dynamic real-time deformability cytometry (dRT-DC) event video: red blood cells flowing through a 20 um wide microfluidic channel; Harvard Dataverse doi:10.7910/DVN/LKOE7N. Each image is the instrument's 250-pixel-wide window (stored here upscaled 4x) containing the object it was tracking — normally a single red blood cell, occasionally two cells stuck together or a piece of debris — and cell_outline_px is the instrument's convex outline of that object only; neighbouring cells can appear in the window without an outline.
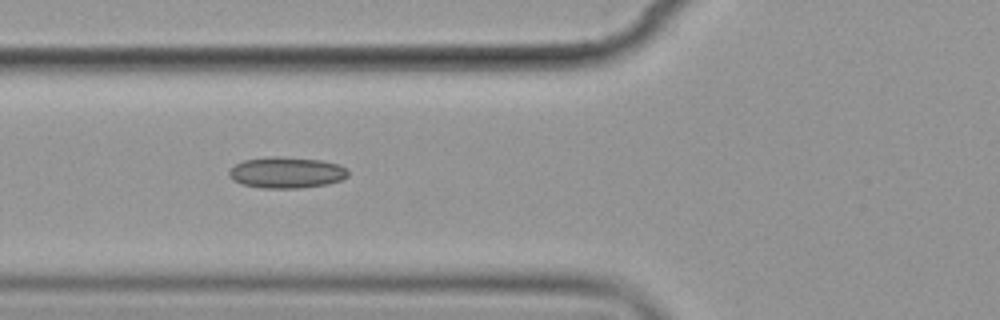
{"species": "common noctule bat (a hibernating species)", "species_latin": "Nyctalus noctula", "temperature_condition": "cold", "stored_images_in_passage": 6, "camera_frame_rate_fps": 3000, "um_per_image_px": 0.085, "animal": {"sex": "female", "body_mass_g": 19.9}, "frame": {"image": 1, "passage_image": 5, "time_ms": 5.667, "image_size_px": [1000, 320], "cell_outline_px": [[348, 176], [340, 180], [328, 184], [300, 188], [264, 188], [240, 184], [232, 180], [228, 176], [228, 172], [236, 164], [244, 160], [272, 156], [276, 156], [320, 160], [340, 164], [348, 168]], "centroid_in_image_um": [24.36, 14.67], "position_along_channel_um": 101.4, "area_um2": 21.73}}
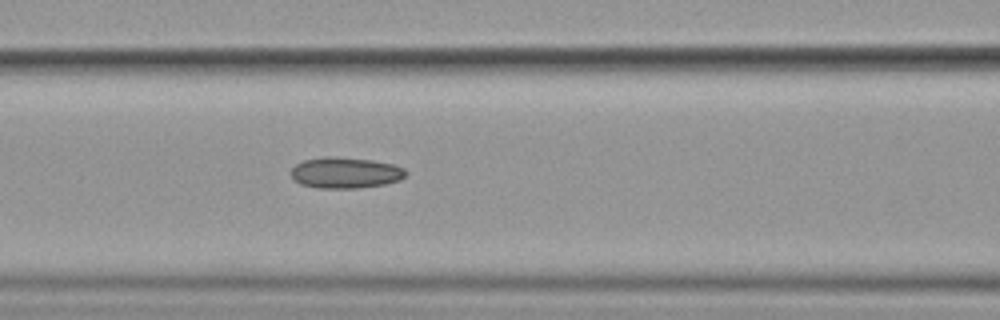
{"frame": {"image": 2, "passage_image": 6, "time_ms": 6.667, "image_size_px": [1000, 320], "cell_outline_px": [[408, 172], [400, 180], [384, 184], [356, 188], [320, 188], [300, 184], [292, 176], [292, 168], [296, 164], [304, 160], [324, 156], [336, 156], [372, 160], [392, 164], [404, 168]], "centroid_in_image_um": [29.37, 14.67], "position_along_channel_um": 137.2, "area_um2": 20.69}}